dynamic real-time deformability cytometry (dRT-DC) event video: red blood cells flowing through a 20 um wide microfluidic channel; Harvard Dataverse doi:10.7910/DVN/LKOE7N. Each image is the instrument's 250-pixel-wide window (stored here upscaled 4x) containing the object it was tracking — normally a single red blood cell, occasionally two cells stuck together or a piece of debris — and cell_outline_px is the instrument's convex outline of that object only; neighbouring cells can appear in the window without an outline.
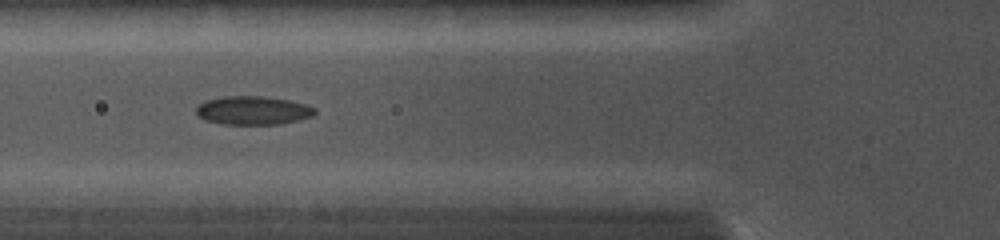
{"species": "common noctule bat (a hibernating species)", "species_latin": "Nyctalus noctula", "temperature_condition": "cold", "stored_images_in_passage": 6, "camera_frame_rate_fps": 5000, "um_per_image_px": 0.085, "animal": {"sex": "female", "body_mass_g": 19.0, "forearm_length_mm": 56.7}, "frame": {"image": 1, "passage_image": 5, "time_ms": 3.2, "image_size_px": [1000, 240], "cell_outline_px": [[316, 112], [312, 116], [280, 124], [220, 124], [204, 120], [196, 116], [196, 108], [204, 100], [224, 96], [264, 96], [288, 100], [304, 104], [316, 108]], "centroid_in_image_um": [21.45, 9.38], "position_along_channel_um": 104.4, "area_um2": 19.83}}